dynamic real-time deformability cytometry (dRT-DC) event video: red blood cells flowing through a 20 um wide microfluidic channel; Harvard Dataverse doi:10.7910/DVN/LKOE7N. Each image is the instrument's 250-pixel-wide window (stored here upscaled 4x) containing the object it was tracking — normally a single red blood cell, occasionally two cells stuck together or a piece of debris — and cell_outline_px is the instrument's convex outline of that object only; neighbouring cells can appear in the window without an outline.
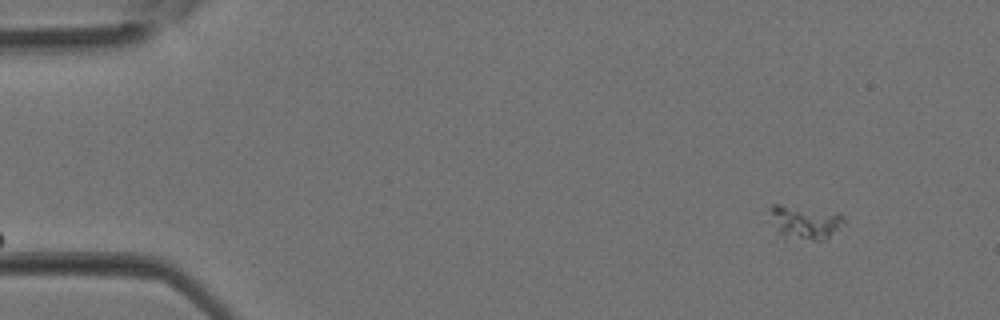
{"species": "Egyptian fruit bat (a non-hibernating species)", "species_latin": "Rousettus aegyptiacus", "temperature_condition": "room temperature", "stored_images_in_passage": 30, "camera_frame_rate_fps": 3000, "um_per_image_px": 0.085, "animal": {"sex": "female"}, "frame": {"image": 1, "passage_image": 1, "time_ms": 0.0, "image_size_px": [1000, 320], "cell_outline_px": [[844, 220], [824, 240], [776, 240], [768, 208], [772, 204], [780, 204], [840, 216]], "centroid_in_image_um": [68.15, 18.98], "position_along_channel_um": 16.9, "area_um2": 14.33}}
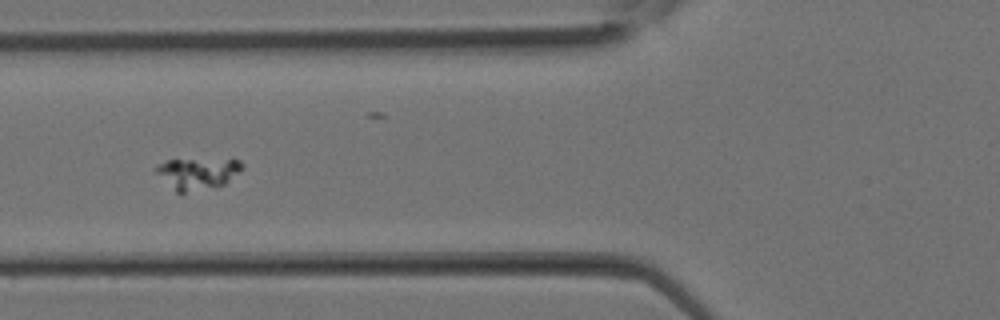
{"frame": {"image": 2, "passage_image": 10, "time_ms": 3.0, "image_size_px": [1000, 320], "cell_outline_px": [[244, 168], [240, 172], [224, 184], [180, 196], [152, 168], [156, 164], [168, 160], [240, 160], [244, 164]], "centroid_in_image_um": [16.77, 14.78], "position_along_channel_um": 109.0, "area_um2": 15.95}}
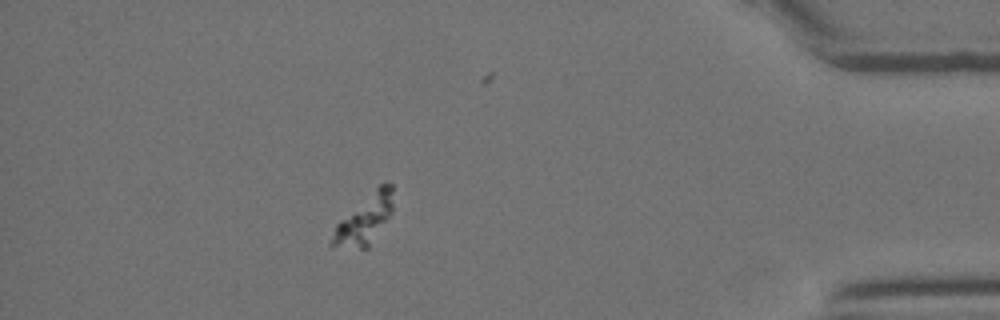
{"frame": {"image": 3, "passage_image": 26, "time_ms": 8.333, "image_size_px": [1000, 320], "cell_outline_px": [[392, 212], [368, 248], [360, 248], [328, 244], [336, 224], [340, 220], [380, 184], [392, 184]], "centroid_in_image_um": [30.98, 18.67], "position_along_channel_um": 404.2, "area_um2": 16.82}}